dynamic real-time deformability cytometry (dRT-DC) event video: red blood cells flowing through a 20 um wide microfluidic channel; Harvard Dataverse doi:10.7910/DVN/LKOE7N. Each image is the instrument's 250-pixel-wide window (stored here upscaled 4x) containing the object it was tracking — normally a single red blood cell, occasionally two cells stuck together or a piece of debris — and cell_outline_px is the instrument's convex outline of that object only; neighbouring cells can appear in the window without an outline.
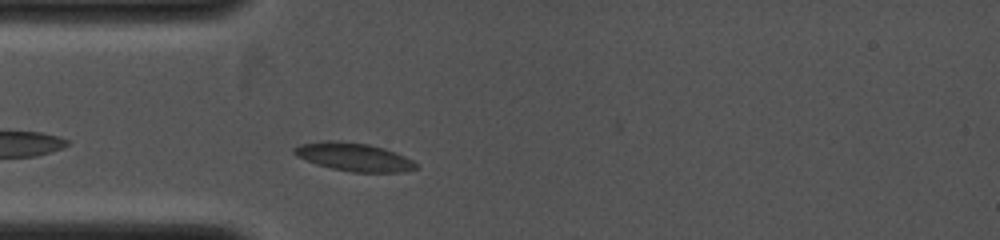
{"species": "common noctule bat (a hibernating species)", "species_latin": "Nyctalus noctula", "temperature_condition": "cold", "stored_images_in_passage": 5, "camera_frame_rate_fps": 4000, "um_per_image_px": 0.085, "animal": {"sex": "female", "body_mass_g": 19.0, "forearm_length_mm": 53.3}, "frame": {"image": 1, "passage_image": 3, "time_ms": 0.75, "image_size_px": [1000, 240], "cell_outline_px": [[420, 168], [404, 172], [352, 172], [332, 168], [316, 164], [296, 156], [292, 152], [292, 148], [300, 144], [324, 140], [336, 140], [368, 144], [384, 148], [396, 152], [420, 164]], "centroid_in_image_um": [30.1, 13.34], "position_along_channel_um": 54.9, "area_um2": 20.29}}
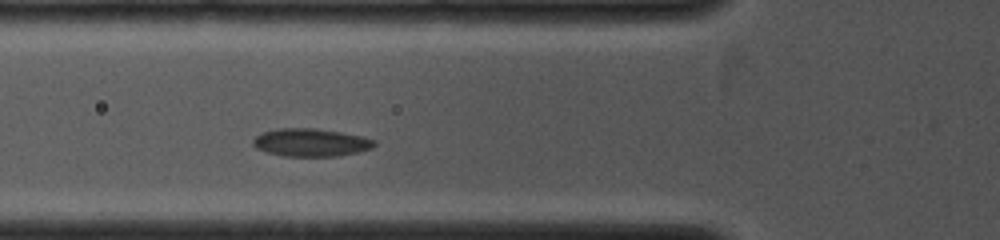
{"frame": {"image": 2, "passage_image": 5, "time_ms": 1.75, "image_size_px": [1000, 240], "cell_outline_px": [[376, 144], [372, 148], [356, 152], [336, 156], [284, 156], [268, 152], [256, 148], [252, 144], [252, 140], [256, 136], [264, 132], [276, 128], [316, 128], [340, 132], [360, 136], [376, 140]], "centroid_in_image_um": [26.4, 12.1], "position_along_channel_um": 99.4, "area_um2": 19.59}}